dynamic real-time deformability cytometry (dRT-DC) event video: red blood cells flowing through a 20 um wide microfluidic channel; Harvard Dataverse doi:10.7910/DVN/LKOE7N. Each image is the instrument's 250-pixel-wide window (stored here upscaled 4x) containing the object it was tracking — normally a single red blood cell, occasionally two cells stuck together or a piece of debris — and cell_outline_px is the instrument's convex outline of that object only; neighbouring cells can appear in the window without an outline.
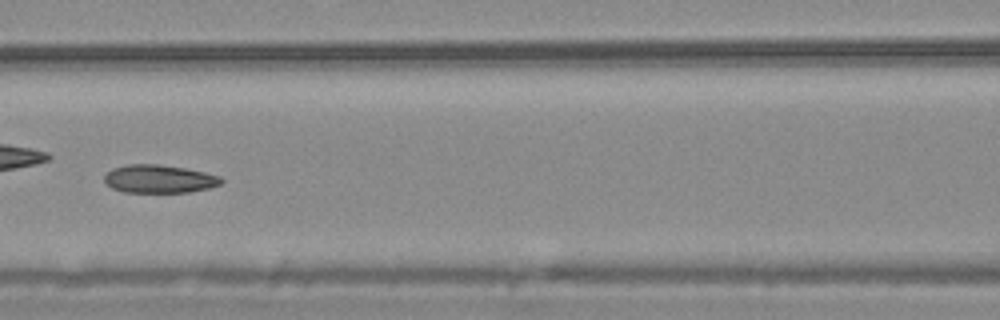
{"species": "common noctule bat (a hibernating species)", "species_latin": "Nyctalus noctula", "temperature_condition": "warm", "stored_images_in_passage": 54, "camera_frame_rate_fps": 3000, "um_per_image_px": 0.085, "animal": {"sex": "male", "body_mass_g": 20.4}, "frame": {"image": 1, "passage_image": 24, "time_ms": 7.667, "image_size_px": [1000, 320], "cell_outline_px": [[224, 180], [220, 184], [212, 188], [188, 192], [124, 192], [112, 188], [104, 184], [104, 176], [112, 168], [128, 164], [156, 164], [184, 168], [204, 172], [220, 176]], "centroid_in_image_um": [13.52, 15.21], "position_along_channel_um": 153.1, "area_um2": 19.25}, "authors_computed_cell_mechanics": {"area_um2": 20.23, "velocity_mm_per_s": 3.6896, "shape_relaxation_time_tau1_ms": null, "shape_relaxation_time_tau2_ms": 9.7889, "deformation_change_tau1": null, "deformation_change_tau2": 0.1693}}